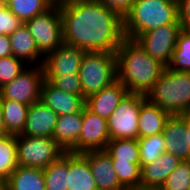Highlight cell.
<instances>
[{"label": "cell", "instance_id": "6da1fadb", "mask_svg": "<svg viewBox=\"0 0 190 190\" xmlns=\"http://www.w3.org/2000/svg\"><path fill=\"white\" fill-rule=\"evenodd\" d=\"M59 9L63 43L86 51L116 53L125 38L123 18L98 0H82Z\"/></svg>", "mask_w": 190, "mask_h": 190}, {"label": "cell", "instance_id": "7a4b0ae2", "mask_svg": "<svg viewBox=\"0 0 190 190\" xmlns=\"http://www.w3.org/2000/svg\"><path fill=\"white\" fill-rule=\"evenodd\" d=\"M117 79L129 93L146 95L165 69L134 39L124 38L116 50Z\"/></svg>", "mask_w": 190, "mask_h": 190}, {"label": "cell", "instance_id": "3957f363", "mask_svg": "<svg viewBox=\"0 0 190 190\" xmlns=\"http://www.w3.org/2000/svg\"><path fill=\"white\" fill-rule=\"evenodd\" d=\"M168 24H180L177 0H135L123 18V33L135 40L142 33Z\"/></svg>", "mask_w": 190, "mask_h": 190}, {"label": "cell", "instance_id": "277c9868", "mask_svg": "<svg viewBox=\"0 0 190 190\" xmlns=\"http://www.w3.org/2000/svg\"><path fill=\"white\" fill-rule=\"evenodd\" d=\"M146 98L170 115L190 112V72L165 67Z\"/></svg>", "mask_w": 190, "mask_h": 190}, {"label": "cell", "instance_id": "5b68a950", "mask_svg": "<svg viewBox=\"0 0 190 190\" xmlns=\"http://www.w3.org/2000/svg\"><path fill=\"white\" fill-rule=\"evenodd\" d=\"M82 97L86 99L117 80L116 53L86 51L79 69Z\"/></svg>", "mask_w": 190, "mask_h": 190}, {"label": "cell", "instance_id": "8992f818", "mask_svg": "<svg viewBox=\"0 0 190 190\" xmlns=\"http://www.w3.org/2000/svg\"><path fill=\"white\" fill-rule=\"evenodd\" d=\"M18 166L45 169L55 162L63 149L51 137L16 136Z\"/></svg>", "mask_w": 190, "mask_h": 190}, {"label": "cell", "instance_id": "52a82bcc", "mask_svg": "<svg viewBox=\"0 0 190 190\" xmlns=\"http://www.w3.org/2000/svg\"><path fill=\"white\" fill-rule=\"evenodd\" d=\"M146 95L127 93L107 119L111 139H138V120Z\"/></svg>", "mask_w": 190, "mask_h": 190}, {"label": "cell", "instance_id": "ba28073f", "mask_svg": "<svg viewBox=\"0 0 190 190\" xmlns=\"http://www.w3.org/2000/svg\"><path fill=\"white\" fill-rule=\"evenodd\" d=\"M25 24L44 56L63 44L62 17L59 7L52 6L44 13L26 21Z\"/></svg>", "mask_w": 190, "mask_h": 190}, {"label": "cell", "instance_id": "9c48e42d", "mask_svg": "<svg viewBox=\"0 0 190 190\" xmlns=\"http://www.w3.org/2000/svg\"><path fill=\"white\" fill-rule=\"evenodd\" d=\"M44 80L42 66L27 65L19 76L0 88V99H11L30 106L40 101Z\"/></svg>", "mask_w": 190, "mask_h": 190}, {"label": "cell", "instance_id": "30bf717a", "mask_svg": "<svg viewBox=\"0 0 190 190\" xmlns=\"http://www.w3.org/2000/svg\"><path fill=\"white\" fill-rule=\"evenodd\" d=\"M181 30L180 24H168L142 33L135 40L153 59L167 67Z\"/></svg>", "mask_w": 190, "mask_h": 190}, {"label": "cell", "instance_id": "8fae6325", "mask_svg": "<svg viewBox=\"0 0 190 190\" xmlns=\"http://www.w3.org/2000/svg\"><path fill=\"white\" fill-rule=\"evenodd\" d=\"M109 141L107 120L84 107L79 140L69 152L83 153L92 150H105Z\"/></svg>", "mask_w": 190, "mask_h": 190}, {"label": "cell", "instance_id": "7c38bea8", "mask_svg": "<svg viewBox=\"0 0 190 190\" xmlns=\"http://www.w3.org/2000/svg\"><path fill=\"white\" fill-rule=\"evenodd\" d=\"M86 50L63 43L44 56V76H67L79 74Z\"/></svg>", "mask_w": 190, "mask_h": 190}, {"label": "cell", "instance_id": "4fadbf2b", "mask_svg": "<svg viewBox=\"0 0 190 190\" xmlns=\"http://www.w3.org/2000/svg\"><path fill=\"white\" fill-rule=\"evenodd\" d=\"M81 154L89 163L98 190H125L119 182L111 157L106 150H92Z\"/></svg>", "mask_w": 190, "mask_h": 190}, {"label": "cell", "instance_id": "5bb4252c", "mask_svg": "<svg viewBox=\"0 0 190 190\" xmlns=\"http://www.w3.org/2000/svg\"><path fill=\"white\" fill-rule=\"evenodd\" d=\"M40 101L58 116L77 113L85 107L83 97L58 89L47 80L42 84Z\"/></svg>", "mask_w": 190, "mask_h": 190}, {"label": "cell", "instance_id": "9a60e30c", "mask_svg": "<svg viewBox=\"0 0 190 190\" xmlns=\"http://www.w3.org/2000/svg\"><path fill=\"white\" fill-rule=\"evenodd\" d=\"M57 118L58 115L43 102L33 103L29 106L21 135L52 138Z\"/></svg>", "mask_w": 190, "mask_h": 190}, {"label": "cell", "instance_id": "2e32d148", "mask_svg": "<svg viewBox=\"0 0 190 190\" xmlns=\"http://www.w3.org/2000/svg\"><path fill=\"white\" fill-rule=\"evenodd\" d=\"M181 160L164 152L155 161L141 167V190H159L168 175L175 170Z\"/></svg>", "mask_w": 190, "mask_h": 190}, {"label": "cell", "instance_id": "e0dca14e", "mask_svg": "<svg viewBox=\"0 0 190 190\" xmlns=\"http://www.w3.org/2000/svg\"><path fill=\"white\" fill-rule=\"evenodd\" d=\"M127 93V88L117 79L109 86L87 97L85 107L107 120Z\"/></svg>", "mask_w": 190, "mask_h": 190}, {"label": "cell", "instance_id": "ac0fdd59", "mask_svg": "<svg viewBox=\"0 0 190 190\" xmlns=\"http://www.w3.org/2000/svg\"><path fill=\"white\" fill-rule=\"evenodd\" d=\"M166 152L182 160H190V147L187 141L185 114L171 115L162 131Z\"/></svg>", "mask_w": 190, "mask_h": 190}, {"label": "cell", "instance_id": "d6986e66", "mask_svg": "<svg viewBox=\"0 0 190 190\" xmlns=\"http://www.w3.org/2000/svg\"><path fill=\"white\" fill-rule=\"evenodd\" d=\"M13 56L22 60L26 65H43L44 55L39 51L35 39L23 23L10 36Z\"/></svg>", "mask_w": 190, "mask_h": 190}, {"label": "cell", "instance_id": "ffe728a7", "mask_svg": "<svg viewBox=\"0 0 190 190\" xmlns=\"http://www.w3.org/2000/svg\"><path fill=\"white\" fill-rule=\"evenodd\" d=\"M82 119L83 109L77 113L58 116L52 138L64 152H69L78 143Z\"/></svg>", "mask_w": 190, "mask_h": 190}, {"label": "cell", "instance_id": "44dd1931", "mask_svg": "<svg viewBox=\"0 0 190 190\" xmlns=\"http://www.w3.org/2000/svg\"><path fill=\"white\" fill-rule=\"evenodd\" d=\"M68 190H98L87 159L81 153L68 152Z\"/></svg>", "mask_w": 190, "mask_h": 190}, {"label": "cell", "instance_id": "7402d4cb", "mask_svg": "<svg viewBox=\"0 0 190 190\" xmlns=\"http://www.w3.org/2000/svg\"><path fill=\"white\" fill-rule=\"evenodd\" d=\"M171 115L146 99L140 107L138 120V138L162 133L166 121Z\"/></svg>", "mask_w": 190, "mask_h": 190}, {"label": "cell", "instance_id": "603a6c76", "mask_svg": "<svg viewBox=\"0 0 190 190\" xmlns=\"http://www.w3.org/2000/svg\"><path fill=\"white\" fill-rule=\"evenodd\" d=\"M4 190H45L43 169L18 166L4 181Z\"/></svg>", "mask_w": 190, "mask_h": 190}, {"label": "cell", "instance_id": "cb8c5ba5", "mask_svg": "<svg viewBox=\"0 0 190 190\" xmlns=\"http://www.w3.org/2000/svg\"><path fill=\"white\" fill-rule=\"evenodd\" d=\"M4 125L9 135H21L29 106L11 99H0Z\"/></svg>", "mask_w": 190, "mask_h": 190}, {"label": "cell", "instance_id": "d4e9b609", "mask_svg": "<svg viewBox=\"0 0 190 190\" xmlns=\"http://www.w3.org/2000/svg\"><path fill=\"white\" fill-rule=\"evenodd\" d=\"M45 190H68V152L43 169Z\"/></svg>", "mask_w": 190, "mask_h": 190}, {"label": "cell", "instance_id": "484cf974", "mask_svg": "<svg viewBox=\"0 0 190 190\" xmlns=\"http://www.w3.org/2000/svg\"><path fill=\"white\" fill-rule=\"evenodd\" d=\"M105 150L112 161L140 163L139 147L136 139H111Z\"/></svg>", "mask_w": 190, "mask_h": 190}, {"label": "cell", "instance_id": "4316f807", "mask_svg": "<svg viewBox=\"0 0 190 190\" xmlns=\"http://www.w3.org/2000/svg\"><path fill=\"white\" fill-rule=\"evenodd\" d=\"M18 167L16 136L0 138V180L4 182Z\"/></svg>", "mask_w": 190, "mask_h": 190}, {"label": "cell", "instance_id": "83f0119b", "mask_svg": "<svg viewBox=\"0 0 190 190\" xmlns=\"http://www.w3.org/2000/svg\"><path fill=\"white\" fill-rule=\"evenodd\" d=\"M168 69L190 72V30L182 29L178 35Z\"/></svg>", "mask_w": 190, "mask_h": 190}, {"label": "cell", "instance_id": "f1b7e54d", "mask_svg": "<svg viewBox=\"0 0 190 190\" xmlns=\"http://www.w3.org/2000/svg\"><path fill=\"white\" fill-rule=\"evenodd\" d=\"M7 6L23 23L52 7L49 0H12Z\"/></svg>", "mask_w": 190, "mask_h": 190}, {"label": "cell", "instance_id": "f546056e", "mask_svg": "<svg viewBox=\"0 0 190 190\" xmlns=\"http://www.w3.org/2000/svg\"><path fill=\"white\" fill-rule=\"evenodd\" d=\"M140 167L152 163L160 155L166 152L165 140L162 133L152 136L138 138Z\"/></svg>", "mask_w": 190, "mask_h": 190}, {"label": "cell", "instance_id": "4dcf8cb0", "mask_svg": "<svg viewBox=\"0 0 190 190\" xmlns=\"http://www.w3.org/2000/svg\"><path fill=\"white\" fill-rule=\"evenodd\" d=\"M121 186L125 190H141L140 163L112 161Z\"/></svg>", "mask_w": 190, "mask_h": 190}, {"label": "cell", "instance_id": "1f68e13d", "mask_svg": "<svg viewBox=\"0 0 190 190\" xmlns=\"http://www.w3.org/2000/svg\"><path fill=\"white\" fill-rule=\"evenodd\" d=\"M159 190H190V160H182Z\"/></svg>", "mask_w": 190, "mask_h": 190}, {"label": "cell", "instance_id": "d6a6232c", "mask_svg": "<svg viewBox=\"0 0 190 190\" xmlns=\"http://www.w3.org/2000/svg\"><path fill=\"white\" fill-rule=\"evenodd\" d=\"M25 67L26 64L13 55L0 58V88L19 76Z\"/></svg>", "mask_w": 190, "mask_h": 190}, {"label": "cell", "instance_id": "836d02e7", "mask_svg": "<svg viewBox=\"0 0 190 190\" xmlns=\"http://www.w3.org/2000/svg\"><path fill=\"white\" fill-rule=\"evenodd\" d=\"M53 86L65 92L73 93L82 97V87L79 74L67 76H44Z\"/></svg>", "mask_w": 190, "mask_h": 190}, {"label": "cell", "instance_id": "e575fe53", "mask_svg": "<svg viewBox=\"0 0 190 190\" xmlns=\"http://www.w3.org/2000/svg\"><path fill=\"white\" fill-rule=\"evenodd\" d=\"M23 22L14 15L7 5L0 4V35H11Z\"/></svg>", "mask_w": 190, "mask_h": 190}, {"label": "cell", "instance_id": "d590c367", "mask_svg": "<svg viewBox=\"0 0 190 190\" xmlns=\"http://www.w3.org/2000/svg\"><path fill=\"white\" fill-rule=\"evenodd\" d=\"M108 8L117 12L122 18L131 10L135 0H98Z\"/></svg>", "mask_w": 190, "mask_h": 190}, {"label": "cell", "instance_id": "8d00e7d4", "mask_svg": "<svg viewBox=\"0 0 190 190\" xmlns=\"http://www.w3.org/2000/svg\"><path fill=\"white\" fill-rule=\"evenodd\" d=\"M178 1V21L182 29L190 30V0Z\"/></svg>", "mask_w": 190, "mask_h": 190}, {"label": "cell", "instance_id": "74e56055", "mask_svg": "<svg viewBox=\"0 0 190 190\" xmlns=\"http://www.w3.org/2000/svg\"><path fill=\"white\" fill-rule=\"evenodd\" d=\"M13 55L9 35H0V58Z\"/></svg>", "mask_w": 190, "mask_h": 190}, {"label": "cell", "instance_id": "f35d334b", "mask_svg": "<svg viewBox=\"0 0 190 190\" xmlns=\"http://www.w3.org/2000/svg\"><path fill=\"white\" fill-rule=\"evenodd\" d=\"M82 0H49L51 6L61 7L67 4L76 3Z\"/></svg>", "mask_w": 190, "mask_h": 190}, {"label": "cell", "instance_id": "ab89813d", "mask_svg": "<svg viewBox=\"0 0 190 190\" xmlns=\"http://www.w3.org/2000/svg\"><path fill=\"white\" fill-rule=\"evenodd\" d=\"M8 135L4 125V118L2 113L1 101H0V138Z\"/></svg>", "mask_w": 190, "mask_h": 190}, {"label": "cell", "instance_id": "60d3db41", "mask_svg": "<svg viewBox=\"0 0 190 190\" xmlns=\"http://www.w3.org/2000/svg\"><path fill=\"white\" fill-rule=\"evenodd\" d=\"M185 125H186V132H187V141L190 147V112L185 114Z\"/></svg>", "mask_w": 190, "mask_h": 190}, {"label": "cell", "instance_id": "b9f144b4", "mask_svg": "<svg viewBox=\"0 0 190 190\" xmlns=\"http://www.w3.org/2000/svg\"><path fill=\"white\" fill-rule=\"evenodd\" d=\"M12 0H0V4L8 5Z\"/></svg>", "mask_w": 190, "mask_h": 190}, {"label": "cell", "instance_id": "7bdbcfd3", "mask_svg": "<svg viewBox=\"0 0 190 190\" xmlns=\"http://www.w3.org/2000/svg\"><path fill=\"white\" fill-rule=\"evenodd\" d=\"M4 189V182H2L1 180H0V190H3Z\"/></svg>", "mask_w": 190, "mask_h": 190}]
</instances>
